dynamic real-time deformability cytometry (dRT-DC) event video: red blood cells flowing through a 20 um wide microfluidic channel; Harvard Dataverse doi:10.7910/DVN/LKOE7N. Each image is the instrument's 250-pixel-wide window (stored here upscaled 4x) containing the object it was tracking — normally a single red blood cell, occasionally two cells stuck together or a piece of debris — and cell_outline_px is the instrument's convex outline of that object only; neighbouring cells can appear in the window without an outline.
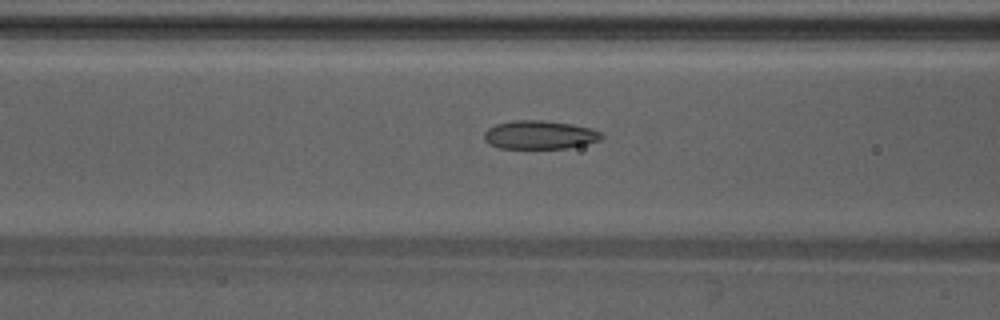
{"species": "Egyptian fruit bat (a non-hibernating species)", "species_latin": "Rousettus aegyptiacus", "temperature_condition": "warm", "stored_images_in_passage": 34, "camera_frame_rate_fps": 3000, "um_per_image_px": 0.085, "animal": {"sex": "male"}, "frame": {"image": 1, "passage_image": 9, "time_ms": 2.667, "image_size_px": [1000, 320], "cell_outline_px": [[604, 136], [600, 140], [568, 148], [500, 148], [488, 144], [484, 140], [484, 132], [488, 128], [496, 124], [512, 120], [544, 120], [572, 124], [592, 128], [600, 132]], "centroid_in_image_um": [45.85, 11.45], "position_along_channel_um": 120.8, "area_um2": 19.59}}
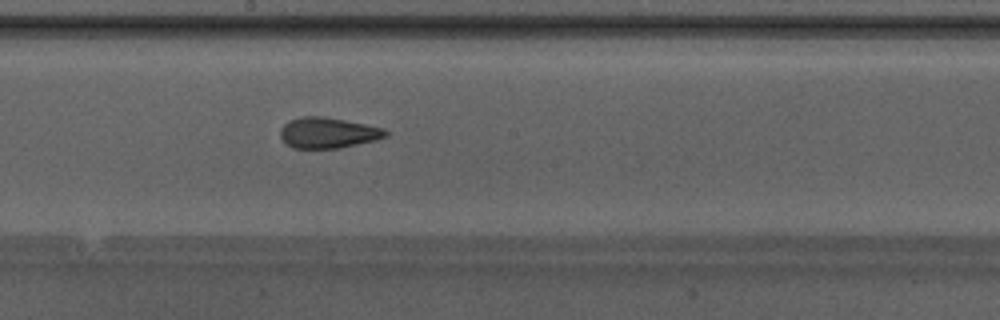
{"frame": {"image": 2, "passage_image": 16, "time_ms": 5.0, "image_size_px": [1000, 320], "cell_outline_px": [[388, 136], [376, 140], [340, 148], [292, 148], [280, 136], [280, 128], [288, 120], [300, 116], [324, 116], [384, 128], [388, 132]], "centroid_in_image_um": [27.87, 11.28], "position_along_channel_um": 220.3, "area_um2": 18.9}}
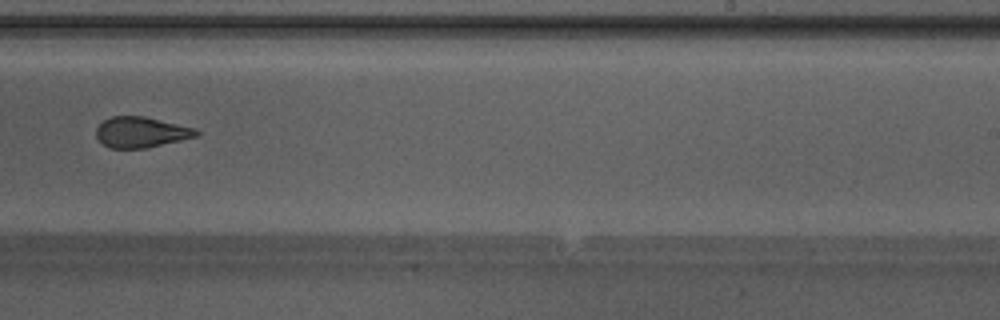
{"frame": {"image": 3, "passage_image": 20, "time_ms": 6.333, "image_size_px": [1000, 320], "cell_outline_px": [[200, 132], [196, 136], [148, 148], [112, 148], [104, 144], [96, 136], [96, 128], [104, 120], [112, 116], [144, 116], [196, 128]], "centroid_in_image_um": [12.0, 11.23], "position_along_channel_um": 277.0, "area_um2": 17.74}}